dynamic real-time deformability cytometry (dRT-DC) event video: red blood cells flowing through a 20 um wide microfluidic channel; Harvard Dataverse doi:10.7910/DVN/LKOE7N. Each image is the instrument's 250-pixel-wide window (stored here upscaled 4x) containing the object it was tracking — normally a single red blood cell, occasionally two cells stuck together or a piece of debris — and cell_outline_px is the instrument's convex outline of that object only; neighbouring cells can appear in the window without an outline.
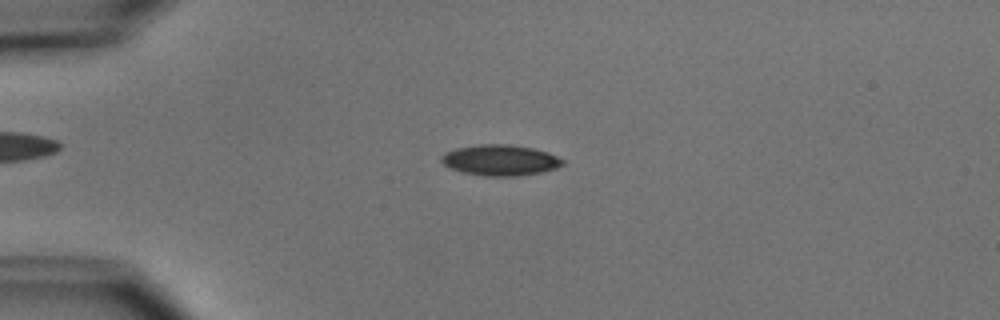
{"species": "common noctule bat (a hibernating species)", "species_latin": "Nyctalus noctula", "temperature_condition": "cold", "stored_images_in_passage": 52, "camera_frame_rate_fps": 3000, "um_per_image_px": 0.085, "animal": {"sex": "male", "body_mass_g": 15.6}, "frame": {"image": 1, "passage_image": 13, "time_ms": 4.0, "image_size_px": [1000, 320], "cell_outline_px": [[564, 164], [556, 168], [540, 172], [520, 176], [484, 176], [460, 172], [444, 164], [440, 160], [440, 156], [444, 152], [456, 148], [480, 144], [512, 144], [532, 148], [548, 152], [564, 160]], "centroid_in_image_um": [42.5, 13.61], "position_along_channel_um": 42.5, "area_um2": 21.91}}
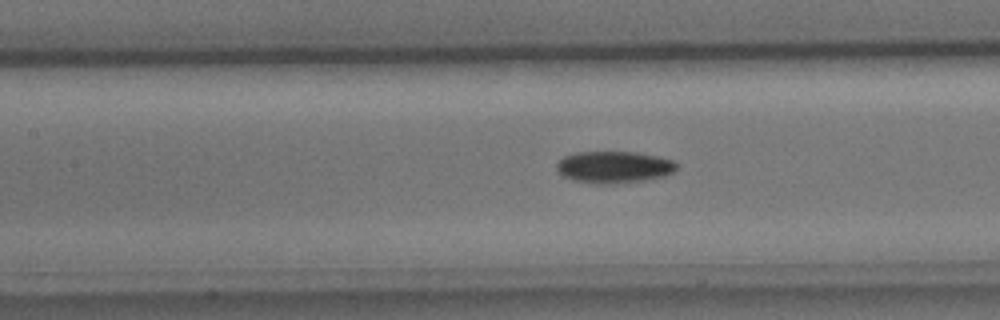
{"frame": {"image": 2, "passage_image": 24, "time_ms": 7.667, "image_size_px": [1000, 320], "cell_outline_px": [[676, 172], [664, 176], [644, 180], [608, 184], [596, 184], [572, 180], [556, 172], [556, 164], [564, 156], [576, 152], [636, 152], [676, 160]], "centroid_in_image_um": [52.18, 14.2], "position_along_channel_um": 155.2, "area_um2": 22.43}}
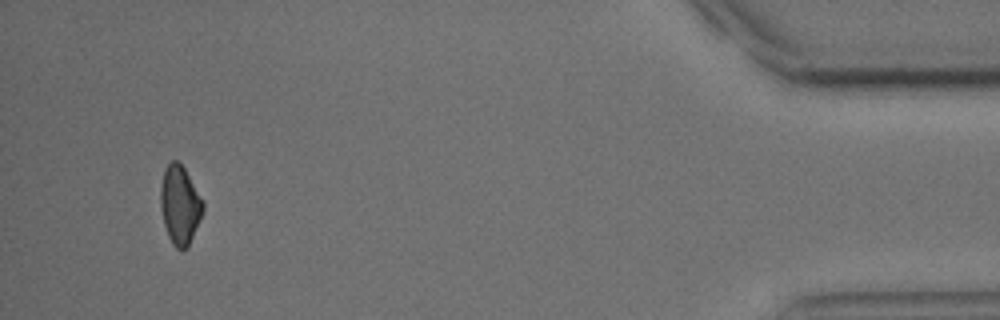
{"frame": {"image": 3, "passage_image": 50, "time_ms": 16.333, "image_size_px": [1000, 320], "cell_outline_px": [[204, 208], [188, 248], [184, 252], [180, 252], [172, 244], [168, 236], [164, 224], [160, 208], [160, 184], [164, 168], [172, 160], [180, 160], [204, 204]], "centroid_in_image_um": [15.26, 17.44], "position_along_channel_um": 419.9, "area_um2": 19.65}, "authors_computed_cell_mechanics": {"area_um2": 20.7213, "velocity_mm_per_s": 3.8335, "shape_relaxation_time_tau1_ms": 2.3416, "shape_relaxation_time_tau2_ms": null, "deformation_change_tau1": 0.1008, "deformation_change_tau2": null}}